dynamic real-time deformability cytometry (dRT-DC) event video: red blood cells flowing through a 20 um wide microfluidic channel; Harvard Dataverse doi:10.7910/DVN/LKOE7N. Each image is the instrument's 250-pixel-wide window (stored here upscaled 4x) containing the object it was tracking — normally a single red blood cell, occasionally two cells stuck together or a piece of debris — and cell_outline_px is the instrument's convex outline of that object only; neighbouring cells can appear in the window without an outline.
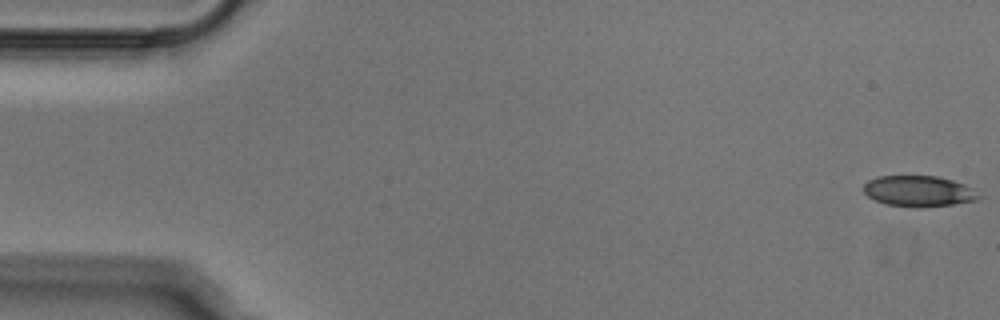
{"species": "Egyptian fruit bat (a non-hibernating species)", "species_latin": "Rousettus aegyptiacus", "temperature_condition": "cold", "stored_images_in_passage": 52, "camera_frame_rate_fps": 3000, "um_per_image_px": 0.085, "animal": {"sex": "male"}, "frame": {"image": 1, "passage_image": 1, "time_ms": 0.0, "image_size_px": [1000, 320], "cell_outline_px": [[980, 196], [976, 200], [952, 204], [884, 204], [868, 196], [864, 192], [864, 184], [868, 180], [880, 176], [936, 176], [952, 180], [964, 184], [972, 188]], "centroid_in_image_um": [78.06, 16.19], "position_along_channel_um": 6.9, "area_um2": 19.59}}
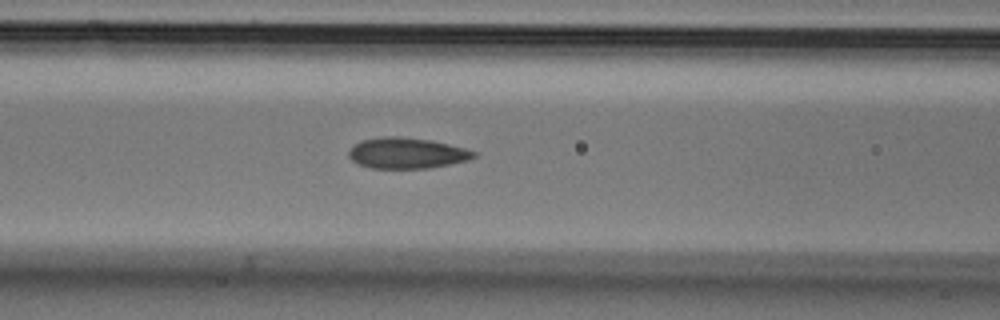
{"frame": {"image": 2, "passage_image": 21, "time_ms": 6.667, "image_size_px": [1000, 320], "cell_outline_px": [[476, 156], [468, 160], [428, 168], [372, 168], [360, 164], [352, 160], [348, 156], [348, 152], [360, 140], [384, 136], [396, 136], [432, 140], [464, 148], [476, 152]], "centroid_in_image_um": [34.57, 13.01], "position_along_channel_um": 132.0, "area_um2": 22.25}}
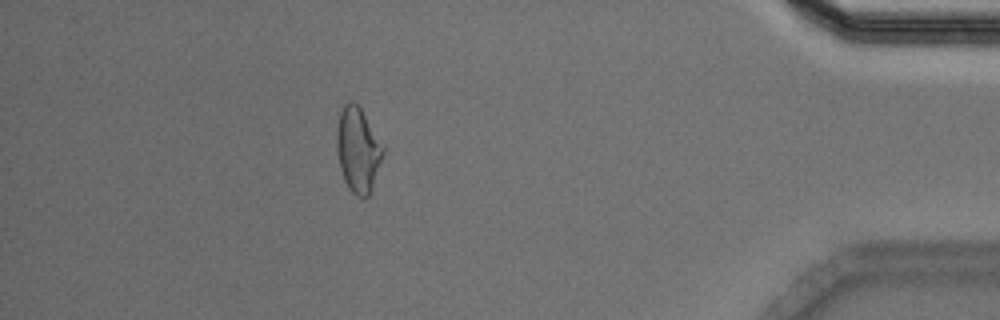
{"frame": {"image": 3, "passage_image": 46, "time_ms": 15.0, "image_size_px": [1000, 320], "cell_outline_px": [[384, 152], [368, 196], [364, 200], [356, 196], [348, 188], [344, 180], [340, 168], [336, 148], [336, 132], [340, 112], [344, 104], [348, 100], [352, 100], [360, 108], [384, 144]], "centroid_in_image_um": [30.41, 12.72], "position_along_channel_um": 404.8, "area_um2": 22.95}}